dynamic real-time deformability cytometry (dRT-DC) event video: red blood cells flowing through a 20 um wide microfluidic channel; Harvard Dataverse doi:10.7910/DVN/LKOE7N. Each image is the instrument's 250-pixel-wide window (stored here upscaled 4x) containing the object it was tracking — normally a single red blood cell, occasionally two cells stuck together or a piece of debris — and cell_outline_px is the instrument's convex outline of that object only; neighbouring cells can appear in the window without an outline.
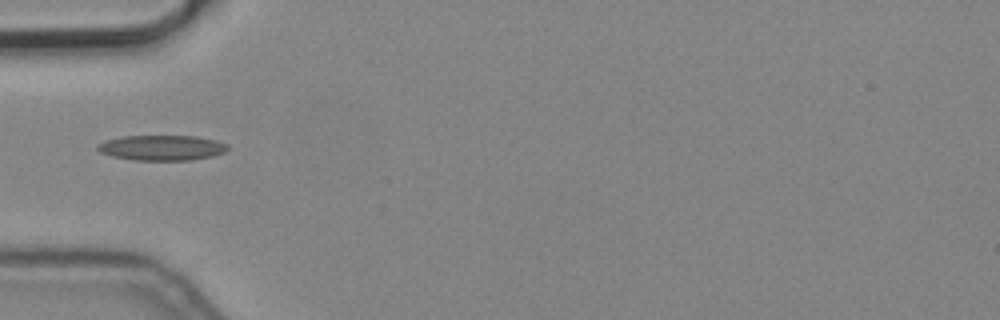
{"species": "common noctule bat (a hibernating species)", "species_latin": "Nyctalus noctula", "temperature_condition": "cold", "stored_images_in_passage": 1, "camera_frame_rate_fps": 3000, "um_per_image_px": 0.085, "animal": {"sex": "male", "body_mass_g": 19.2, "forearm_length_mm": 51.8}, "frame": {"image": 1, "passage_image": 1, "time_ms": 0.0, "image_size_px": [1000, 320], "cell_outline_px": [[228, 148], [224, 152], [212, 156], [192, 160], [132, 160], [112, 156], [100, 152], [96, 148], [96, 144], [104, 140], [124, 136], [196, 136], [216, 140], [228, 144]], "centroid_in_image_um": [13.73, 12.56], "position_along_channel_um": 71.3, "area_um2": 19.25}}